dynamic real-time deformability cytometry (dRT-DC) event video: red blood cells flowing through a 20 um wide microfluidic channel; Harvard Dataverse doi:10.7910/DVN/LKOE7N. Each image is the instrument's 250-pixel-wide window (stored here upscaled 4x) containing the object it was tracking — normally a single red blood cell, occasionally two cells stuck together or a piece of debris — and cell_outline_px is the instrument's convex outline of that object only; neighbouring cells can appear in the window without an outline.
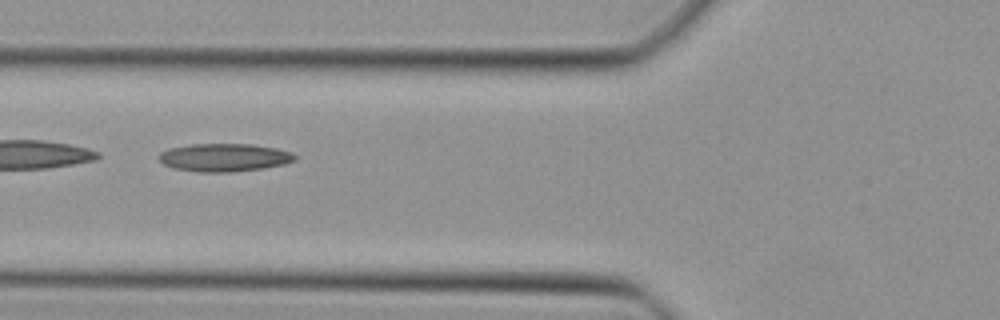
{"species": "Egyptian fruit bat (a non-hibernating species)", "species_latin": "Rousettus aegyptiacus", "temperature_condition": "cold", "stored_images_in_passage": 45, "camera_frame_rate_fps": 3000, "um_per_image_px": 0.085, "animal": {"sex": "female"}, "frame": {"image": 1, "passage_image": 17, "time_ms": 5.333, "image_size_px": [1000, 320], "cell_outline_px": [[296, 160], [284, 164], [264, 168], [232, 172], [196, 172], [172, 168], [164, 164], [156, 156], [160, 152], [168, 148], [188, 144], [252, 144], [276, 148], [292, 152], [296, 156]], "centroid_in_image_um": [19.03, 13.38], "position_along_channel_um": 106.8, "area_um2": 22.48}}
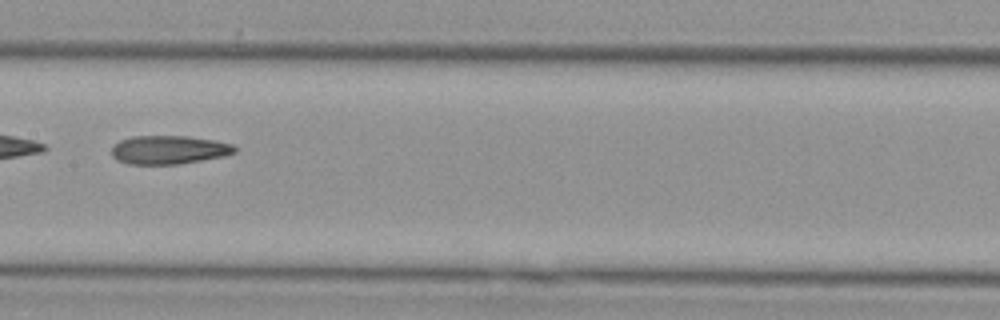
{"frame": {"image": 2, "passage_image": 23, "time_ms": 7.333, "image_size_px": [1000, 320], "cell_outline_px": [[236, 152], [224, 156], [176, 164], [128, 164], [116, 160], [112, 156], [112, 144], [120, 140], [132, 136], [188, 136], [216, 140], [232, 144], [236, 148]], "centroid_in_image_um": [14.32, 12.72], "position_along_channel_um": 193.1, "area_um2": 20.58}}
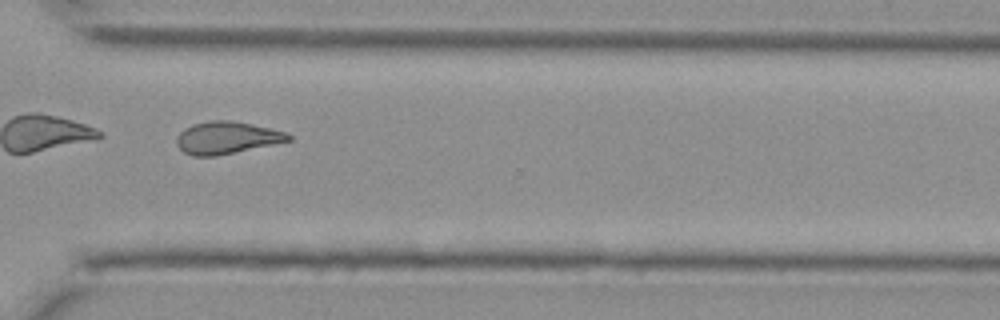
{"frame": {"image": 3, "passage_image": 34, "time_ms": 11.0, "image_size_px": [1000, 320], "cell_outline_px": [[292, 140], [216, 156], [192, 156], [184, 152], [176, 144], [176, 136], [184, 128], [192, 124], [208, 120], [232, 120], [252, 124], [288, 132], [292, 136]], "centroid_in_image_um": [19.26, 11.69], "position_along_channel_um": 351.3, "area_um2": 21.15}}